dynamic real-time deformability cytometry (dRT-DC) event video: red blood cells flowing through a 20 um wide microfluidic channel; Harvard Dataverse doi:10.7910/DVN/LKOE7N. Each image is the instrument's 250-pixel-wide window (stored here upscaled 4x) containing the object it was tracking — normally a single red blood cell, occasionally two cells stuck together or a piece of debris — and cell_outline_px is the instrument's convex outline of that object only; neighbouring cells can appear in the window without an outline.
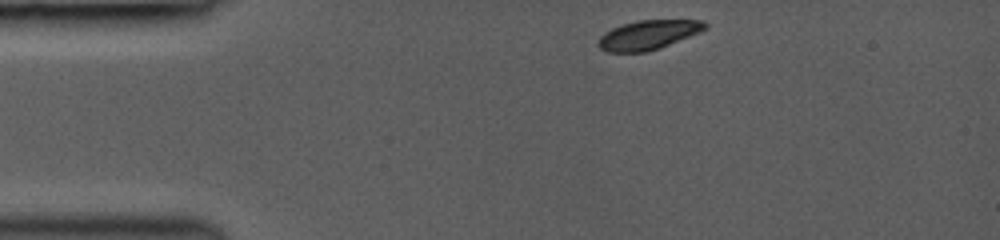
{"species": "common noctule bat (a hibernating species)", "species_latin": "Nyctalus noctula", "temperature_condition": "room temperature", "stored_images_in_passage": 13, "camera_frame_rate_fps": 3000, "um_per_image_px": 0.085, "animal": {"sex": "female", "body_mass_g": 19.0, "forearm_length_mm": 53.3}, "frame": {"image": 1, "passage_image": 1, "time_ms": 0.0, "image_size_px": [1000, 240], "cell_outline_px": [[708, 28], [700, 32], [660, 48], [648, 52], [608, 52], [600, 48], [596, 44], [600, 36], [604, 32], [612, 28], [636, 20], [704, 20], [708, 24]], "centroid_in_image_um": [55.1, 2.96], "position_along_channel_um": 29.9, "area_um2": 18.38}}
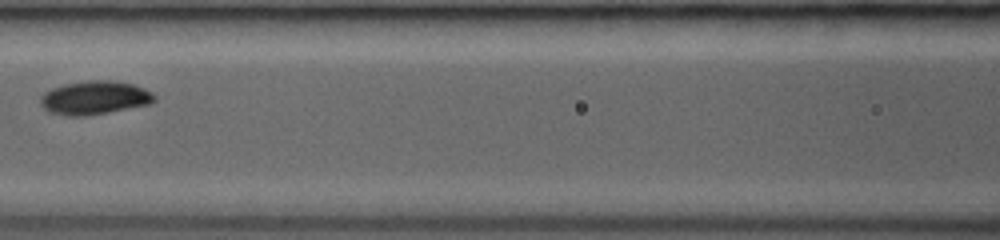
{"frame": {"image": 2, "passage_image": 8, "time_ms": 4.333, "image_size_px": [1000, 240], "cell_outline_px": [[156, 100], [152, 104], [108, 112], [84, 116], [68, 116], [48, 112], [40, 104], [40, 96], [44, 92], [52, 88], [64, 84], [84, 80], [116, 80], [132, 84], [144, 88], [152, 92], [156, 96]], "centroid_in_image_um": [8.05, 8.3], "position_along_channel_um": 158.6, "area_um2": 22.6}}
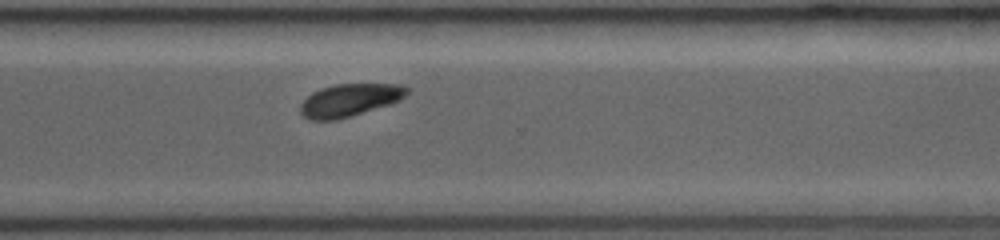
{"frame": {"image": 3, "passage_image": 13, "time_ms": 8.667, "image_size_px": [1000, 240], "cell_outline_px": [[408, 92], [400, 100], [388, 104], [336, 120], [308, 120], [300, 112], [300, 104], [312, 92], [320, 88], [336, 84], [404, 84], [408, 88]], "centroid_in_image_um": [29.69, 8.5], "position_along_channel_um": 340.9, "area_um2": 20.06}}